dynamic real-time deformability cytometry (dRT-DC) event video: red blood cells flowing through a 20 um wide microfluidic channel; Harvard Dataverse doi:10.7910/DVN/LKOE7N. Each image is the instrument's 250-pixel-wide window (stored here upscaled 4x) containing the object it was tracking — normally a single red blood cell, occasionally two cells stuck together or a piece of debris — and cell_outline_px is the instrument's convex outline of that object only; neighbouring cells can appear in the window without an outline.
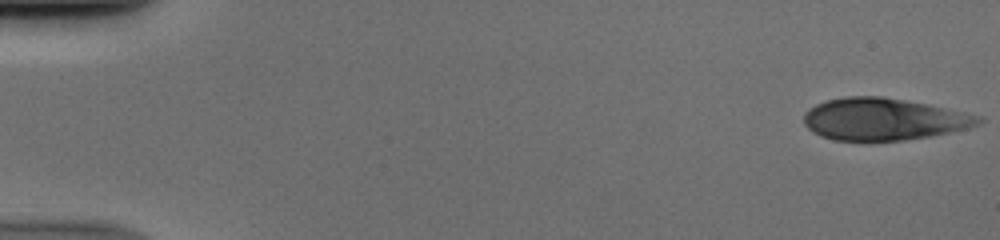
{"species": "human", "species_latin": "Homo sapiens", "temperature_condition": "cold", "stored_images_in_passage": 51, "camera_frame_rate_fps": 3000, "um_per_image_px": 0.085, "donor": {"sex": "male"}, "frame": {"image": 1, "passage_image": 1, "time_ms": 0.0, "image_size_px": [1000, 240], "cell_outline_px": [[984, 120], [980, 124], [968, 128], [928, 136], [904, 140], [832, 140], [820, 136], [812, 132], [804, 124], [804, 112], [816, 104], [828, 100], [848, 96], [880, 96], [928, 104], [984, 116]], "centroid_in_image_um": [75.11, 10.12], "position_along_channel_um": 9.9, "area_um2": 42.71}}
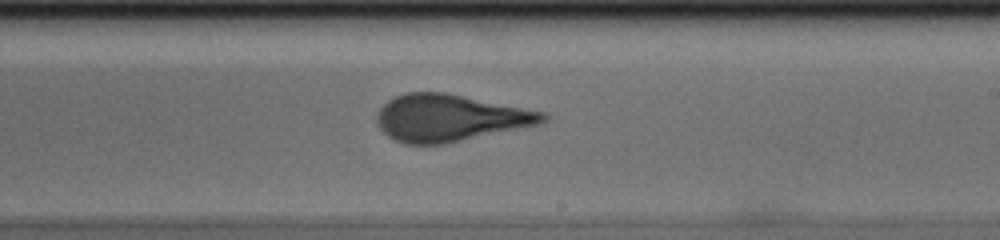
{"frame": {"image": 2, "passage_image": 31, "time_ms": 10.0, "image_size_px": [1000, 240], "cell_outline_px": [[548, 120], [540, 124], [444, 144], [404, 144], [388, 136], [376, 124], [376, 116], [380, 108], [388, 100], [396, 96], [408, 92], [444, 92], [548, 112]], "centroid_in_image_um": [38.26, 10.02], "position_along_channel_um": 250.7, "area_um2": 45.43}}
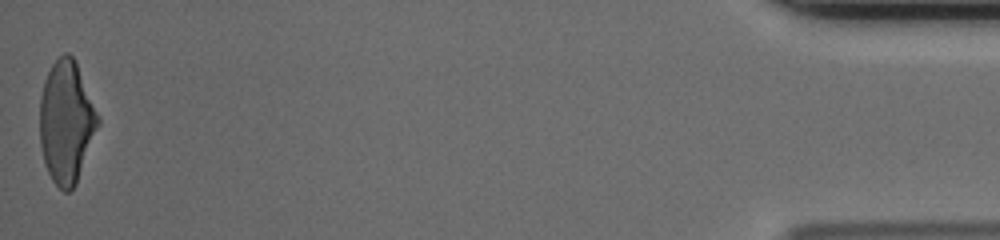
{"frame": {"image": 3, "passage_image": 51, "time_ms": 16.667, "image_size_px": [1000, 240], "cell_outline_px": [[100, 124], [76, 184], [68, 192], [64, 192], [52, 180], [44, 164], [40, 144], [40, 96], [44, 80], [52, 64], [64, 52], [68, 52], [76, 60], [100, 116]], "centroid_in_image_um": [5.65, 10.35], "position_along_channel_um": 429.5, "area_um2": 41.91}}